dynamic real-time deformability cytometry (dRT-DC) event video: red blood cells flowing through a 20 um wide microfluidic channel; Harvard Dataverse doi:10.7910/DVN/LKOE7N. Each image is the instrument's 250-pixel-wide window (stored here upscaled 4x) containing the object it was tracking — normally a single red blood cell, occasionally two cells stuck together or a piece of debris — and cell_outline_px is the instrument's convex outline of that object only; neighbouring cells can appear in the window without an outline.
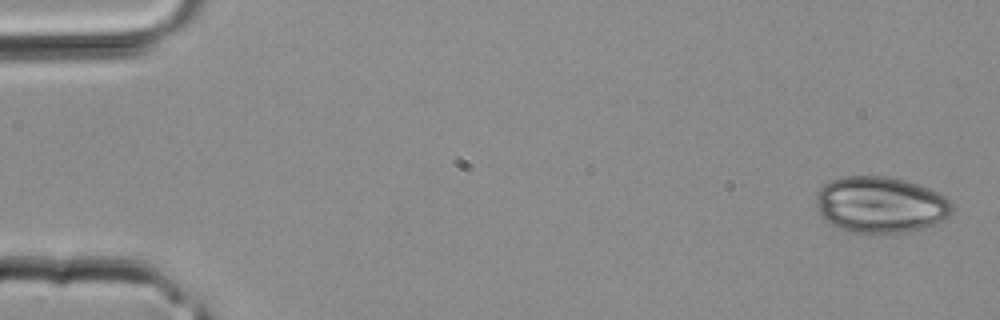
{"species": "common noctule bat (a hibernating species)", "species_latin": "Nyctalus noctula", "temperature_condition": "room temperature", "stored_images_in_passage": 3, "camera_frame_rate_fps": 3000, "um_per_image_px": 0.085, "animal": {"sex": "male", "body_mass_g": 20.4}, "frame": {"image": 1, "passage_image": 1, "time_ms": 0.0, "image_size_px": [1000, 320], "cell_outline_px": [[956, 208], [944, 220], [920, 228], [900, 232], [868, 236], [848, 232], [832, 224], [820, 212], [816, 204], [816, 200], [820, 188], [824, 184], [840, 176], [888, 176], [904, 180], [928, 188], [944, 196]], "centroid_in_image_um": [74.84, 17.42], "position_along_channel_um": 10.2, "area_um2": 44.8}}